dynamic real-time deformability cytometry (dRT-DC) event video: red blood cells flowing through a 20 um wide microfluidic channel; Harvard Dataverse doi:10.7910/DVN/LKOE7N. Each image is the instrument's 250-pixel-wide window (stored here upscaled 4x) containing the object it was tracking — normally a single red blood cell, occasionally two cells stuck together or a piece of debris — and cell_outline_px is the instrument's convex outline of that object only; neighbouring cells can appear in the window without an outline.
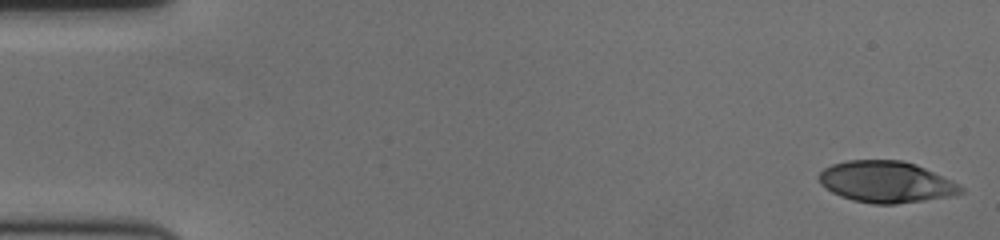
{"species": "human", "species_latin": "Homo sapiens", "temperature_condition": "cold", "stored_images_in_passage": 57, "camera_frame_rate_fps": 3000, "um_per_image_px": 0.085, "donor": {"sex": "female"}, "frame": {"image": 1, "passage_image": 1, "time_ms": 0.0, "image_size_px": [1000, 240], "cell_outline_px": [[964, 192], [948, 196], [924, 200], [896, 204], [872, 204], [852, 200], [840, 196], [832, 192], [820, 184], [816, 176], [824, 168], [832, 164], [848, 160], [904, 160], [916, 164], [952, 180], [960, 184], [964, 188]], "centroid_in_image_um": [75.3, 15.46], "position_along_channel_um": 9.7, "area_um2": 34.39}}
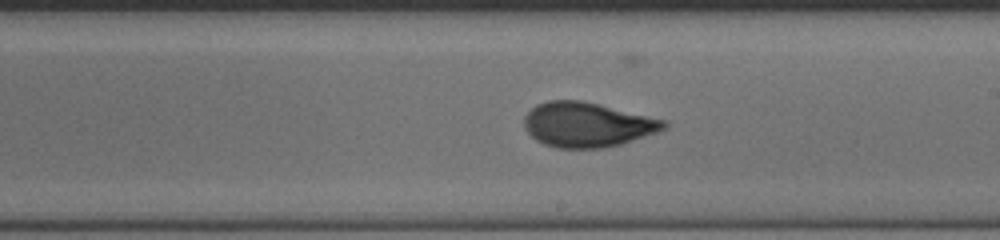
{"frame": {"image": 2, "passage_image": 33, "time_ms": 10.667, "image_size_px": [1000, 240], "cell_outline_px": [[668, 128], [660, 132], [620, 144], [604, 148], [556, 148], [544, 144], [536, 140], [524, 128], [524, 116], [536, 104], [548, 100], [580, 100], [668, 120]], "centroid_in_image_um": [49.95, 10.6], "position_along_channel_um": 239.1, "area_um2": 36.65}}
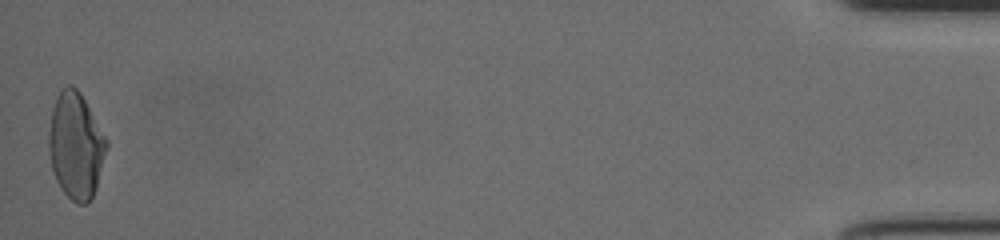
{"frame": {"image": 3, "passage_image": 57, "time_ms": 18.667, "image_size_px": [1000, 240], "cell_outline_px": [[108, 148], [96, 188], [92, 196], [84, 204], [76, 204], [60, 188], [56, 180], [52, 168], [48, 152], [48, 132], [52, 112], [60, 88], [68, 84], [72, 84], [80, 92], [108, 140]], "centroid_in_image_um": [6.44, 12.37], "position_along_channel_um": 428.8, "area_um2": 35.84}, "authors_computed_cell_mechanics": {"area_um2": 35.0268, "velocity_mm_per_s": 3.5674, "shape_relaxation_time_tau1_ms": 6.0878, "shape_relaxation_time_tau2_ms": 1.3434, "deformation_change_tau1": 0.2129, "deformation_change_tau2": 0.0753}}